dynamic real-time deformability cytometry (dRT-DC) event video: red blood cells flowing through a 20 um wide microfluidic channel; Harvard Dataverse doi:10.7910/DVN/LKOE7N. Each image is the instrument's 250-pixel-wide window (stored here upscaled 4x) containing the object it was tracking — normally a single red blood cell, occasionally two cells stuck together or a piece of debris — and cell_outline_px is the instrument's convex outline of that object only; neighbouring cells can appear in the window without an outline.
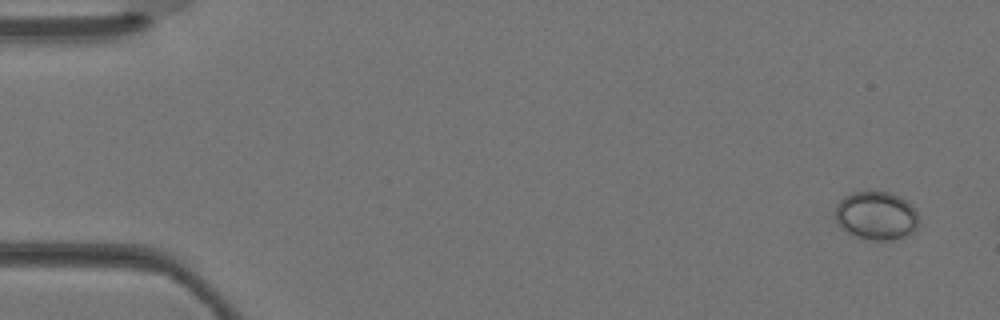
{"species": "Egyptian fruit bat (a non-hibernating species)", "species_latin": "Rousettus aegyptiacus", "temperature_condition": "warm", "stored_images_in_passage": 3, "camera_frame_rate_fps": 3000, "um_per_image_px": 0.085, "animal": {"sex": "female"}, "frame": {"image": 1, "passage_image": 3, "time_ms": 0.667, "image_size_px": [1000, 320], "cell_outline_px": [[916, 228], [912, 232], [904, 236], [892, 240], [868, 240], [856, 236], [840, 228], [836, 220], [836, 204], [844, 196], [852, 192], [888, 192], [900, 196], [912, 204], [916, 208]], "centroid_in_image_um": [74.46, 18.32], "position_along_channel_um": 10.5, "area_um2": 23.52}}